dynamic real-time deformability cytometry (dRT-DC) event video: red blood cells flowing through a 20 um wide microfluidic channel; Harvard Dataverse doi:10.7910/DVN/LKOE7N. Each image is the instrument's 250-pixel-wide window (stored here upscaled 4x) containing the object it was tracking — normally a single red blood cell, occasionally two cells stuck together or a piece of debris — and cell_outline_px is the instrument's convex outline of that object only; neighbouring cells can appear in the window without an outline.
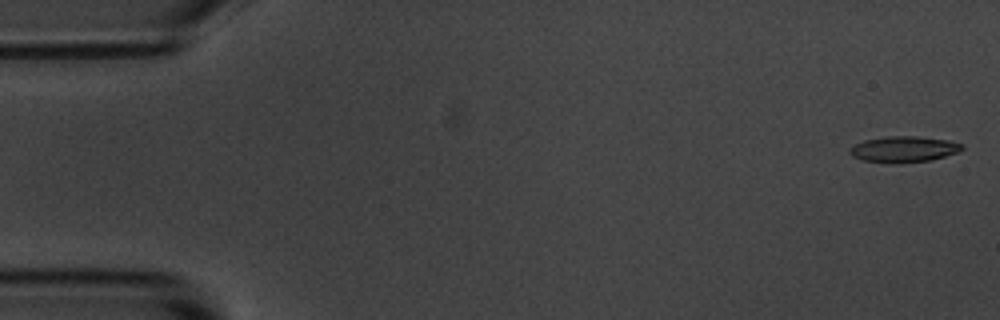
{"species": "common noctule bat (a hibernating species)", "species_latin": "Nyctalus noctula", "temperature_condition": "room temperature", "stored_images_in_passage": 54, "camera_frame_rate_fps": 3000, "um_per_image_px": 0.085, "animal": {"sex": "male", "body_mass_g": 20.1, "forearm_length_mm": 53.5}, "frame": {"image": 1, "passage_image": 1, "time_ms": 0.0, "image_size_px": [1000, 320], "cell_outline_px": [[964, 148], [956, 152], [932, 160], [892, 164], [864, 160], [852, 156], [848, 152], [848, 148], [864, 140], [888, 136], [920, 136], [948, 140], [964, 144]], "centroid_in_image_um": [76.81, 12.68], "position_along_channel_um": 8.2, "area_um2": 17.11}}
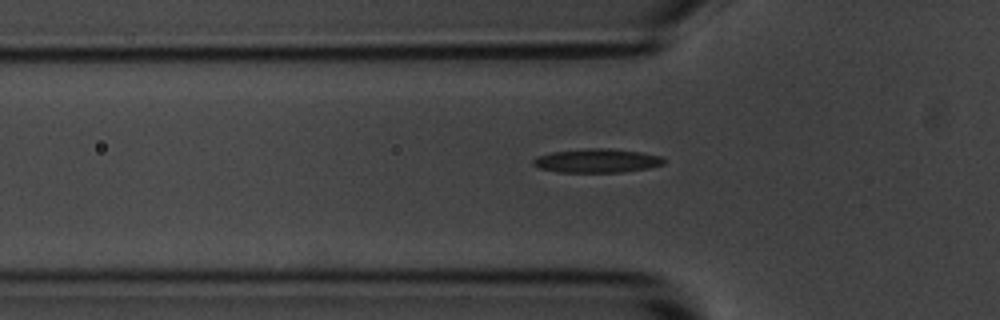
{"frame": {"image": 2, "passage_image": 17, "time_ms": 5.333, "image_size_px": [1000, 320], "cell_outline_px": [[664, 164], [648, 168], [620, 172], [560, 172], [540, 168], [532, 164], [532, 160], [536, 156], [548, 152], [588, 148], [608, 148], [640, 152], [664, 156]], "centroid_in_image_um": [50.72, 13.65], "position_along_channel_um": 75.1, "area_um2": 18.26}}
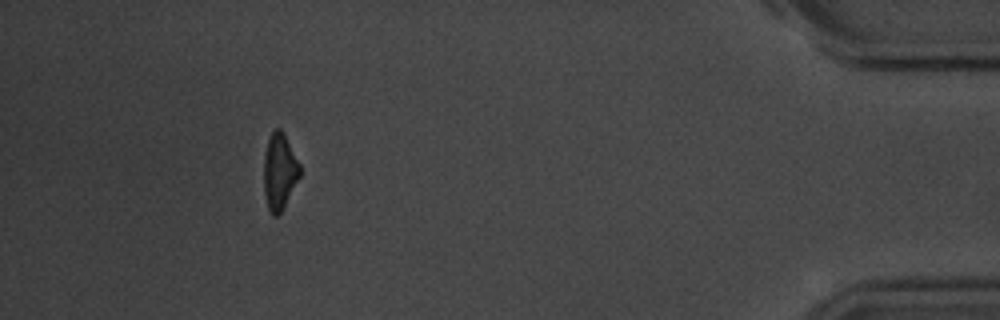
{"frame": {"image": 3, "passage_image": 49, "time_ms": 16.0, "image_size_px": [1000, 320], "cell_outline_px": [[300, 176], [284, 208], [276, 216], [272, 216], [268, 208], [264, 192], [264, 152], [268, 140], [272, 132], [276, 128], [280, 128], [284, 132], [300, 164]], "centroid_in_image_um": [23.76, 14.57], "position_along_channel_um": 411.4, "area_um2": 16.13}, "authors_computed_cell_mechanics": {"area_um2": 17.1088, "velocity_mm_per_s": 3.7113, "shape_relaxation_time_tau1_ms": 3.4624, "shape_relaxation_time_tau2_ms": 4.1121, "deformation_change_tau1": 0.1515, "deformation_change_tau2": 0.1505}}